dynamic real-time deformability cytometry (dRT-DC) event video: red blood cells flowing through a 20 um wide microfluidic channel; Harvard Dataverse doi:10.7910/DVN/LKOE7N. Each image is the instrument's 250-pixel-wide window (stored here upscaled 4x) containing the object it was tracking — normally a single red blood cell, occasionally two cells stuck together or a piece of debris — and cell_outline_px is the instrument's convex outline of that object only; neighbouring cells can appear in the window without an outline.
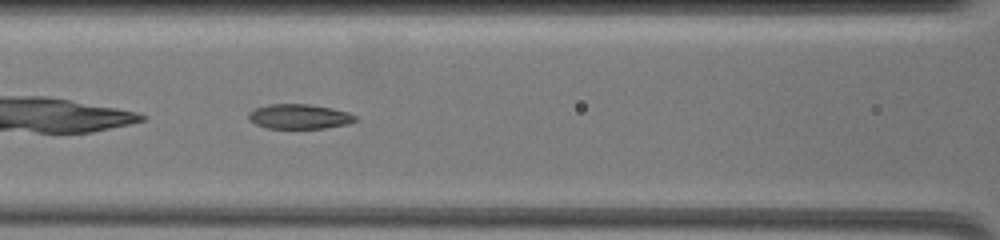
{"species": "common noctule bat (a hibernating species)", "species_latin": "Nyctalus noctula", "temperature_condition": "warm", "stored_images_in_passage": 34, "camera_frame_rate_fps": 3000, "um_per_image_px": 0.085, "animal": {"sex": "female", "body_mass_g": 19.5, "forearm_length_mm": 54.1}, "frame": {"image": 1, "passage_image": 8, "time_ms": 5.0, "image_size_px": [1000, 240], "cell_outline_px": [[360, 120], [348, 124], [324, 128], [268, 128], [256, 124], [248, 120], [248, 112], [256, 108], [268, 104], [308, 104], [332, 108], [348, 112], [356, 116]], "centroid_in_image_um": [25.46, 9.9], "position_along_channel_um": 141.1, "area_um2": 15.49}}
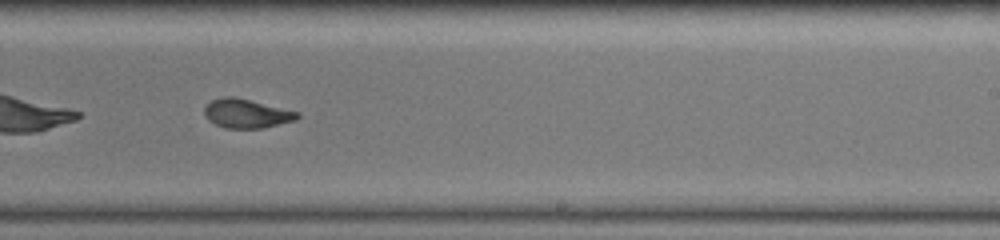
{"frame": {"image": 2, "passage_image": 16, "time_ms": 8.667, "image_size_px": [1000, 240], "cell_outline_px": [[300, 116], [296, 120], [264, 128], [224, 128], [208, 120], [204, 116], [204, 108], [212, 100], [224, 96], [232, 96], [300, 112]], "centroid_in_image_um": [20.96, 9.66], "position_along_channel_um": 268.0, "area_um2": 15.66}}
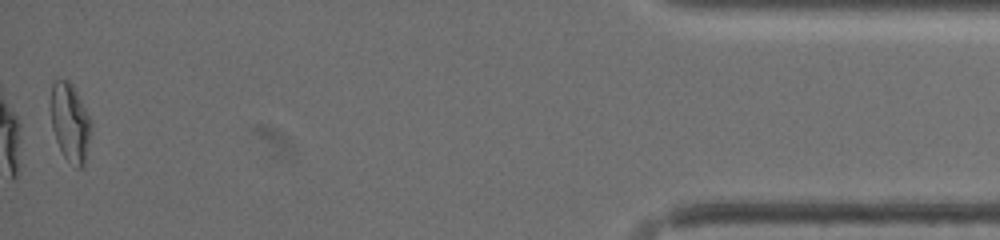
{"frame": {"image": 3, "passage_image": 34, "time_ms": 15.333, "image_size_px": [1000, 240], "cell_outline_px": [[92, 132], [84, 164], [80, 168], [76, 168], [64, 156], [56, 140], [52, 128], [48, 104], [52, 84], [56, 80], [68, 80], [72, 84], [92, 124]], "centroid_in_image_um": [5.93, 10.4], "position_along_channel_um": 429.3, "area_um2": 18.61}, "authors_computed_cell_mechanics": {"area_um2": 16.2129, "velocity_mm_per_s": 3.4717, "shape_relaxation_time_tau1_ms": 8.3621, "shape_relaxation_time_tau2_ms": 0.6319, "deformation_change_tau1": 0.2432, "deformation_change_tau2": 0.0444}}